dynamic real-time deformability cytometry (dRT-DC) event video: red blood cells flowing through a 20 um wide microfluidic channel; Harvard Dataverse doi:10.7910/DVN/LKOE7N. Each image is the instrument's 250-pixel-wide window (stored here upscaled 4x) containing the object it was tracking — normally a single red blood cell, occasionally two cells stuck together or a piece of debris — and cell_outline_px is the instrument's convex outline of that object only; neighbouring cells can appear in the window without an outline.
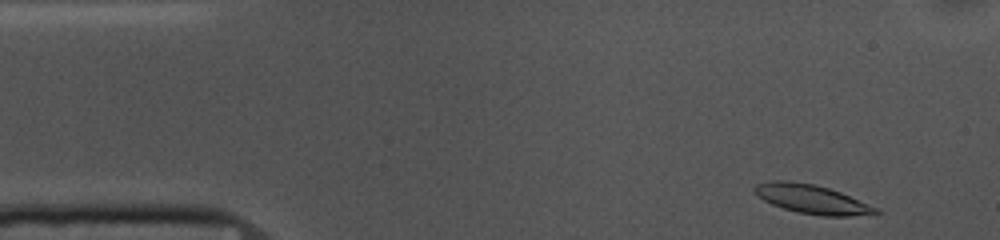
{"species": "common noctule bat (a hibernating species)", "species_latin": "Nyctalus noctula", "temperature_condition": "cold", "stored_images_in_passage": 52, "camera_frame_rate_fps": 3000, "um_per_image_px": 0.085, "animal": {"sex": "female", "body_mass_g": 10.0, "forearm_length_mm": 53.1}, "frame": {"image": 1, "passage_image": 2, "time_ms": 0.333, "image_size_px": [1000, 240], "cell_outline_px": [[880, 212], [876, 216], [820, 216], [800, 212], [784, 208], [772, 204], [764, 200], [752, 188], [756, 184], [772, 180], [788, 180], [816, 184], [840, 192], [880, 208]], "centroid_in_image_um": [69.11, 16.94], "position_along_channel_um": 15.9, "area_um2": 20.69}}
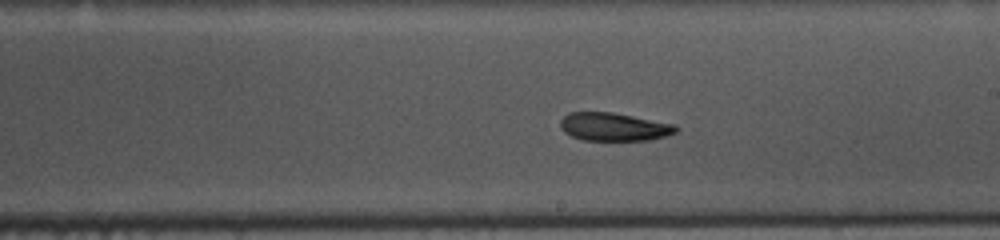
{"frame": {"image": 2, "passage_image": 27, "time_ms": 8.667, "image_size_px": [1000, 240], "cell_outline_px": [[680, 128], [676, 132], [664, 136], [648, 140], [584, 140], [572, 136], [564, 132], [560, 128], [560, 120], [568, 112], [612, 112], [676, 124]], "centroid_in_image_um": [52.18, 10.77], "position_along_channel_um": 236.8, "area_um2": 19.02}}
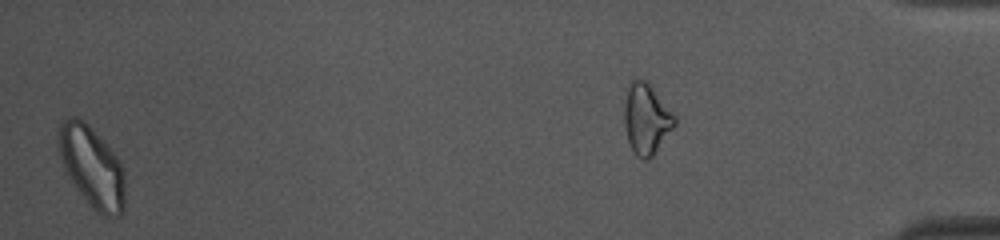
{"frame": {"image": 3, "passage_image": 51, "time_ms": 16.667, "image_size_px": [1000, 240], "cell_outline_px": [[124, 212], [120, 216], [104, 216], [72, 184], [64, 172], [60, 156], [56, 136], [60, 124], [68, 116], [76, 116], [84, 120], [108, 144], [120, 160], [124, 172]], "centroid_in_image_um": [7.8, 14.11], "position_along_channel_um": 427.4, "area_um2": 31.56}, "authors_computed_cell_mechanics": {"area_um2": 20.4034, "velocity_mm_per_s": 3.6127, "shape_relaxation_time_tau1_ms": 4.9133, "shape_relaxation_time_tau2_ms": null, "deformation_change_tau1": 0.1486, "deformation_change_tau2": null}}